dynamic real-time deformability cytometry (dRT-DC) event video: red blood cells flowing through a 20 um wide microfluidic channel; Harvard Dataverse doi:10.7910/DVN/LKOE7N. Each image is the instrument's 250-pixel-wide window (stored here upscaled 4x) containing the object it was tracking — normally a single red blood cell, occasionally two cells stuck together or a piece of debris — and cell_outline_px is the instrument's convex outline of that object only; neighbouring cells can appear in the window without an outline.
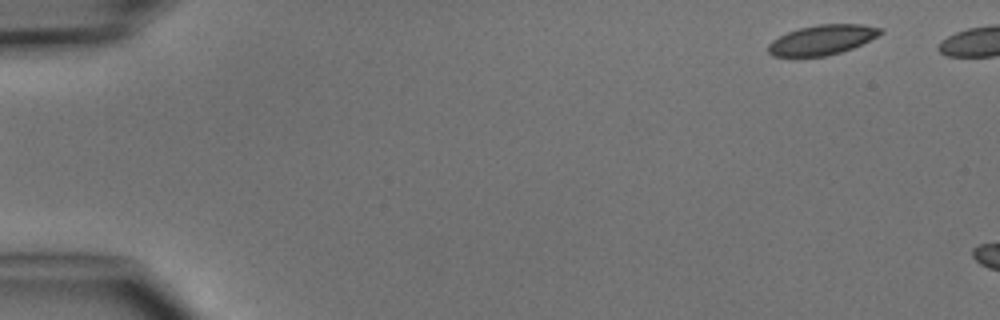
{"species": "common noctule bat (a hibernating species)", "species_latin": "Nyctalus noctula", "temperature_condition": "cold", "stored_images_in_passage": 5, "segment_of_instrument_passage": [2, 2], "camera_frame_rate_fps": 3000, "um_per_image_px": 0.085, "animal": {"sex": "male", "body_mass_g": 15.6}, "frame": {"image": 1, "passage_image": 5, "time_ms": 4.667, "image_size_px": [1000, 320], "cell_outline_px": [[884, 32], [852, 48], [840, 52], [824, 56], [772, 56], [768, 52], [768, 44], [772, 40], [788, 32], [800, 28], [816, 24], [864, 24], [884, 28]], "centroid_in_image_um": [69.89, 3.37], "position_along_channel_um": 15.1, "area_um2": 19.36}}